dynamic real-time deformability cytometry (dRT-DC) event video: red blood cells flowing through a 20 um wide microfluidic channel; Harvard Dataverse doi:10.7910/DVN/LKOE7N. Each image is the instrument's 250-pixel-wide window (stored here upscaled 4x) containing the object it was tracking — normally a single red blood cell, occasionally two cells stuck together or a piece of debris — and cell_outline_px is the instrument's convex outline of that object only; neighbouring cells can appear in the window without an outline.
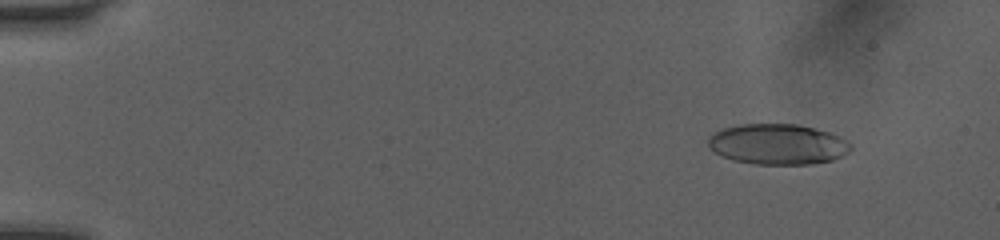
{"species": "human", "species_latin": "Homo sapiens", "temperature_condition": "room temperature", "stored_images_in_passage": 51, "camera_frame_rate_fps": 3000, "um_per_image_px": 0.085, "donor": {"sex": "female"}, "frame": {"image": 1, "passage_image": 6, "time_ms": 1.667, "image_size_px": [1000, 240], "cell_outline_px": [[852, 148], [848, 152], [832, 160], [808, 164], [756, 164], [732, 160], [708, 148], [708, 136], [720, 128], [740, 124], [796, 124], [828, 132], [840, 136], [852, 144]], "centroid_in_image_um": [66.07, 12.25], "position_along_channel_um": 18.9, "area_um2": 33.7}}
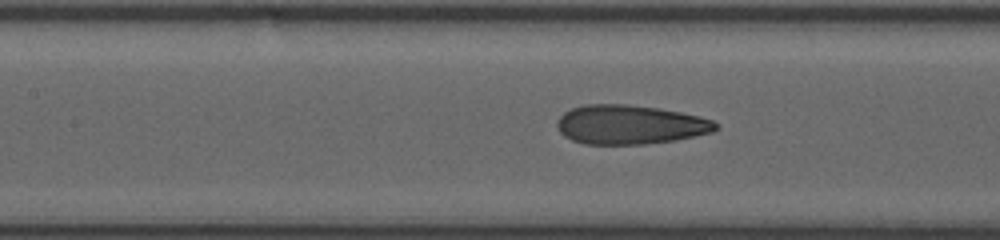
{"frame": {"image": 2, "passage_image": 25, "time_ms": 8.0, "image_size_px": [1000, 240], "cell_outline_px": [[720, 128], [712, 132], [676, 140], [644, 144], [584, 144], [572, 140], [564, 136], [560, 132], [556, 124], [556, 120], [564, 112], [572, 108], [584, 104], [628, 104], [660, 108], [700, 116], [712, 120], [720, 124]], "centroid_in_image_um": [53.56, 10.59], "position_along_channel_um": 153.8, "area_um2": 36.53}}
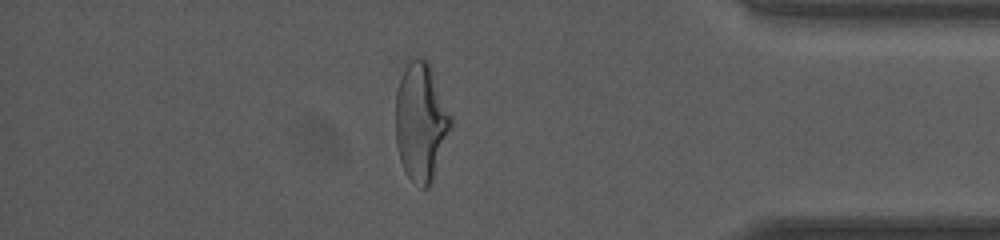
{"frame": {"image": 3, "passage_image": 45, "time_ms": 14.667, "image_size_px": [1000, 240], "cell_outline_px": [[452, 128], [432, 180], [428, 188], [420, 188], [408, 176], [400, 160], [396, 144], [396, 92], [400, 80], [408, 64], [416, 56], [424, 56], [428, 60], [432, 68], [452, 116]], "centroid_in_image_um": [35.8, 10.34], "position_along_channel_um": 399.4, "area_um2": 38.15}, "authors_computed_cell_mechanics": {"area_um2": 35.3158, "velocity_mm_per_s": 4.078, "shape_relaxation_time_tau1_ms": 10.8631, "shape_relaxation_time_tau2_ms": 1.1141, "deformation_change_tau1": 0.3452, "deformation_change_tau2": 0.0922}}